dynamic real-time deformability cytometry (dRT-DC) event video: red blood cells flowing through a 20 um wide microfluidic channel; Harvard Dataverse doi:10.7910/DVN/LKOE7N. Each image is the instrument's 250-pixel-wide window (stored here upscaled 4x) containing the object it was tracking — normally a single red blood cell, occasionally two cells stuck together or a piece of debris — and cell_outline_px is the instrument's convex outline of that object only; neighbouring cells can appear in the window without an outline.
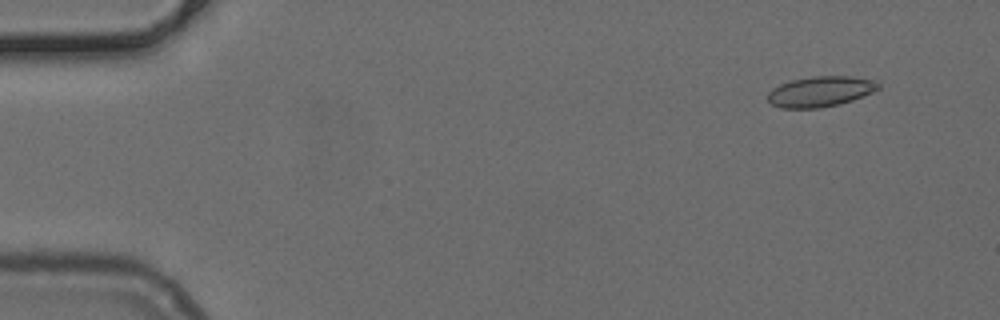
{"species": "common noctule bat (a hibernating species)", "species_latin": "Nyctalus noctula", "temperature_condition": "cold", "stored_images_in_passage": 52, "camera_frame_rate_fps": 3000, "um_per_image_px": 0.085, "animal": {"sex": "female", "body_mass_g": 24.6, "forearm_length_mm": 56.2}, "frame": {"image": 1, "passage_image": 5, "time_ms": 1.333, "image_size_px": [1000, 320], "cell_outline_px": [[880, 88], [872, 92], [852, 100], [840, 104], [820, 108], [780, 108], [772, 104], [768, 100], [768, 92], [772, 88], [780, 84], [792, 80], [812, 76], [852, 76], [876, 80], [880, 84]], "centroid_in_image_um": [69.74, 7.77], "position_along_channel_um": 15.3, "area_um2": 19.71}}
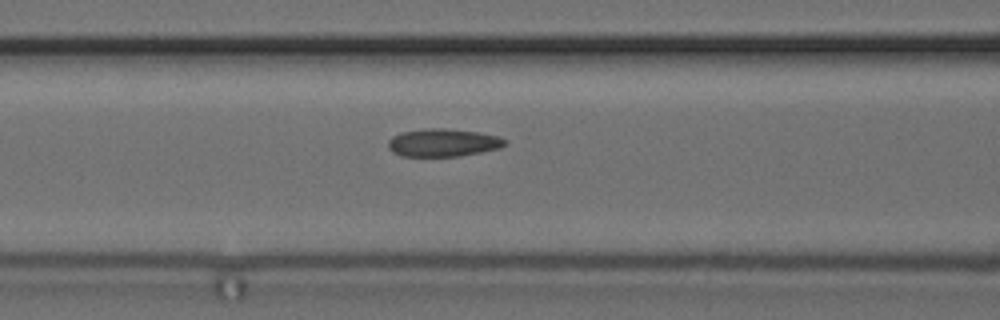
{"frame": {"image": 2, "passage_image": 22, "time_ms": 7.0, "image_size_px": [1000, 320], "cell_outline_px": [[508, 144], [500, 148], [460, 156], [400, 156], [392, 152], [388, 148], [388, 140], [392, 136], [400, 132], [424, 128], [444, 128], [476, 132], [496, 136], [508, 140]], "centroid_in_image_um": [37.63, 12.12], "position_along_channel_um": 129.0, "area_um2": 19.07}}
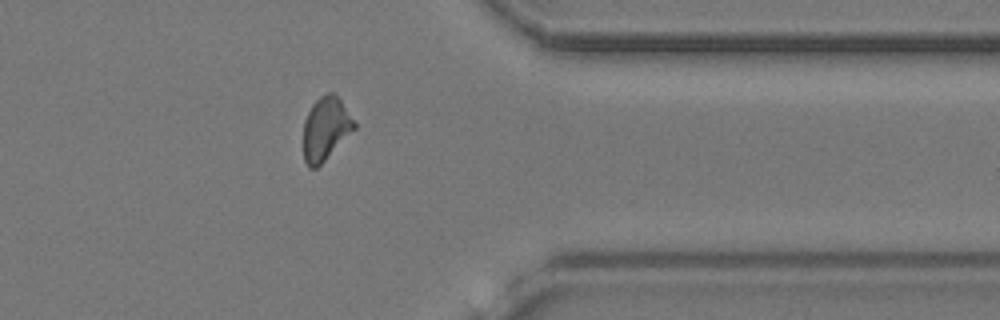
{"frame": {"image": 3, "passage_image": 42, "time_ms": 13.667, "image_size_px": [1000, 320], "cell_outline_px": [[356, 128], [316, 168], [308, 168], [304, 160], [304, 120], [312, 104], [320, 96], [328, 92], [332, 92], [340, 100], [356, 124]], "centroid_in_image_um": [27.66, 10.93], "position_along_channel_um": 383.7, "area_um2": 18.38}}